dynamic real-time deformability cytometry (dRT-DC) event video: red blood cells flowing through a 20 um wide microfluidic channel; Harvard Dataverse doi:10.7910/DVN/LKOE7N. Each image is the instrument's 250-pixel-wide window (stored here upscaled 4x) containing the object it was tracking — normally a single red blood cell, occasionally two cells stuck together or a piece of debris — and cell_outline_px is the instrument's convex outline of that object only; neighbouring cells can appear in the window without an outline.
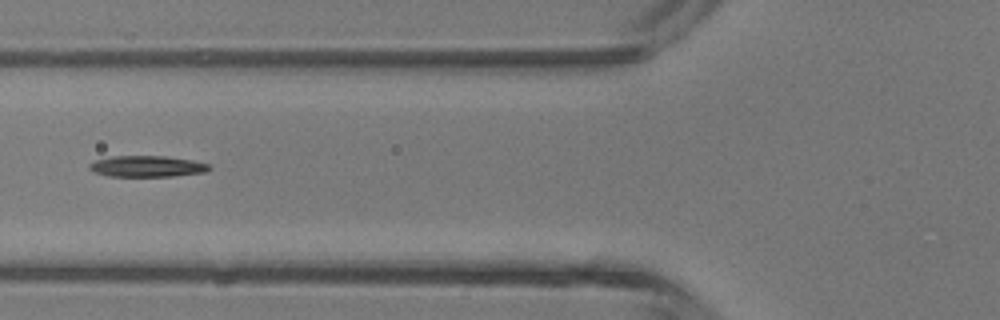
{"species": "common noctule bat (a hibernating species)", "species_latin": "Nyctalus noctula", "temperature_condition": "room temperature", "stored_images_in_passage": 4, "camera_frame_rate_fps": 3000, "um_per_image_px": 0.085, "animal": {"sex": "male", "body_mass_g": 13.3}, "frame": {"image": 1, "passage_image": 4, "time_ms": 3.333, "image_size_px": [1000, 320], "cell_outline_px": [[212, 168], [204, 172], [172, 176], [108, 176], [96, 172], [88, 168], [88, 164], [96, 160], [112, 156], [164, 156], [192, 160], [208, 164]], "centroid_in_image_um": [12.48, 14.13], "position_along_channel_um": 113.3, "area_um2": 14.62}}